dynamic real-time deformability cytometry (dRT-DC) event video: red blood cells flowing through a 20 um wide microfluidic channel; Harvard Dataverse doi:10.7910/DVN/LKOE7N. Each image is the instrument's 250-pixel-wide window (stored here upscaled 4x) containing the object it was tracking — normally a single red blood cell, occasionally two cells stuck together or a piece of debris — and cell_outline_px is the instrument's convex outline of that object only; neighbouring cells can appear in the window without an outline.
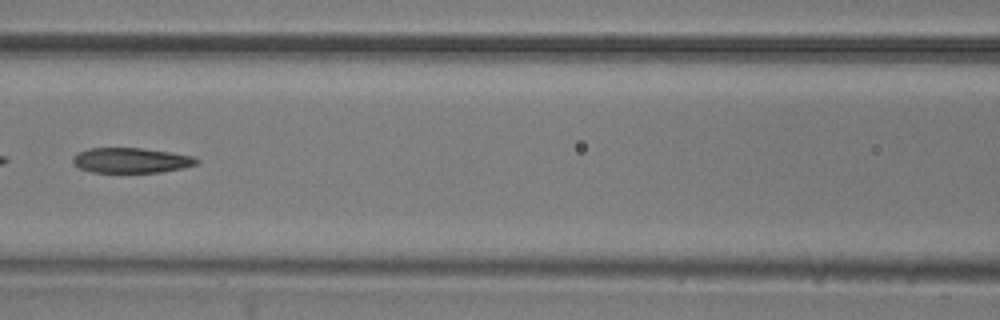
{"species": "common noctule bat (a hibernating species)", "species_latin": "Nyctalus noctula", "temperature_condition": "room temperature", "stored_images_in_passage": 6, "camera_frame_rate_fps": 3000, "um_per_image_px": 0.085, "animal": {"sex": "male", "body_mass_g": 20.5, "forearm_length_mm": 52.5}, "frame": {"image": 1, "passage_image": 6, "time_ms": 1.667, "image_size_px": [1000, 320], "cell_outline_px": [[200, 160], [196, 164], [184, 168], [160, 172], [92, 172], [80, 168], [72, 164], [72, 156], [88, 148], [140, 148], [172, 152], [192, 156]], "centroid_in_image_um": [11.14, 13.63], "position_along_channel_um": 155.5, "area_um2": 18.15}}